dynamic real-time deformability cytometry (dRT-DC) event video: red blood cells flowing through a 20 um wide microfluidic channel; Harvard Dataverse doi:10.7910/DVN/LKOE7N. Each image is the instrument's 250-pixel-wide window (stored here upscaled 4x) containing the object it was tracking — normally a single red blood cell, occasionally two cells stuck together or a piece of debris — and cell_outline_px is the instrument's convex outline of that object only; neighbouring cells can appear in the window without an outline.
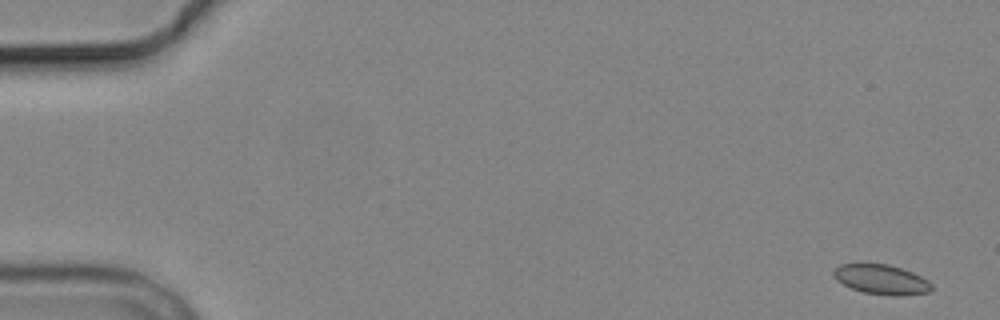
{"species": "common noctule bat (a hibernating species)", "species_latin": "Nyctalus noctula", "temperature_condition": "cold", "stored_images_in_passage": 6, "camera_frame_rate_fps": 3000, "um_per_image_px": 0.085, "animal": {"sex": "male", "body_mass_g": 19.2, "forearm_length_mm": 51.8}, "frame": {"image": 1, "passage_image": 1, "time_ms": 0.0, "image_size_px": [1000, 320], "cell_outline_px": [[932, 288], [928, 292], [896, 296], [892, 296], [864, 292], [852, 288], [836, 280], [832, 272], [840, 264], [888, 264], [912, 272], [928, 280], [932, 284]], "centroid_in_image_um": [74.92, 23.75], "position_along_channel_um": 10.1, "area_um2": 16.76}}
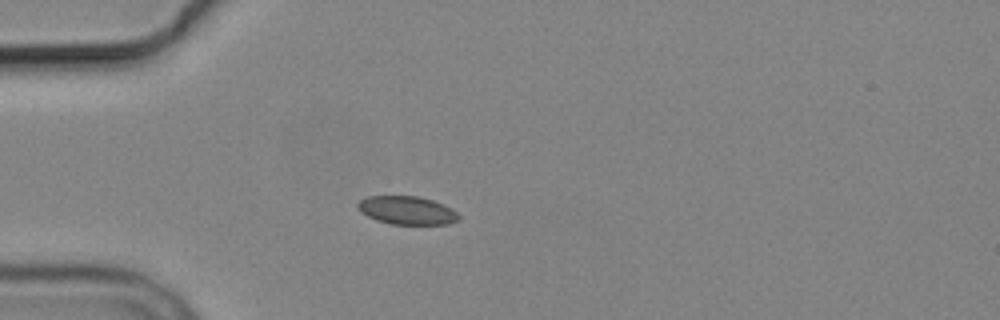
{"frame": {"image": 2, "passage_image": 5, "time_ms": 4.667, "image_size_px": [1000, 320], "cell_outline_px": [[460, 220], [448, 224], [392, 224], [376, 220], [360, 212], [356, 204], [360, 200], [368, 196], [416, 196], [432, 200], [444, 204], [452, 208], [460, 216]], "centroid_in_image_um": [34.6, 17.88], "position_along_channel_um": 50.4, "area_um2": 16.7}}